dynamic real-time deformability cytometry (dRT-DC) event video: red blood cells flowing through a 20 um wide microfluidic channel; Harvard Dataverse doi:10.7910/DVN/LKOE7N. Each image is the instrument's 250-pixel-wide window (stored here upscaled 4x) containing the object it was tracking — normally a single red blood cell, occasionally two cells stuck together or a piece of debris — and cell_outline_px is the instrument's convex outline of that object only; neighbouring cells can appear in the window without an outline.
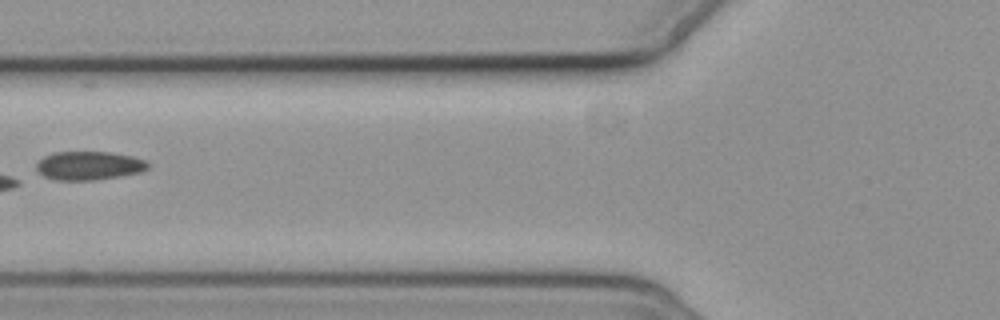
{"species": "common noctule bat (a hibernating species)", "species_latin": "Nyctalus noctula", "temperature_condition": "cold", "stored_images_in_passage": 3, "camera_frame_rate_fps": 3000, "um_per_image_px": 0.085, "animal": {"sex": "female", "body_mass_g": 19.3, "forearm_length_mm": 54.1}, "frame": {"image": 1, "passage_image": 2, "time_ms": 1.333, "image_size_px": [1000, 320], "cell_outline_px": [[148, 168], [140, 172], [120, 176], [96, 180], [52, 180], [36, 172], [36, 164], [44, 156], [52, 152], [108, 152], [132, 156], [144, 160], [148, 164]], "centroid_in_image_um": [7.51, 14.08], "position_along_channel_um": 118.3, "area_um2": 18.67}}
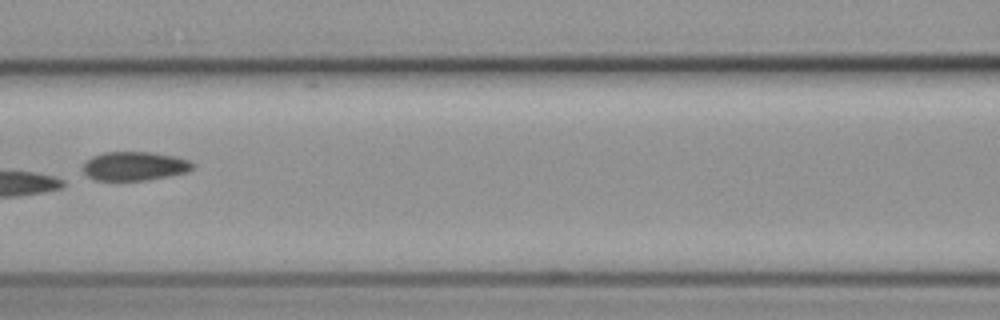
{"frame": {"image": 2, "passage_image": 3, "time_ms": 2.333, "image_size_px": [1000, 320], "cell_outline_px": [[196, 164], [188, 172], [148, 180], [92, 180], [80, 172], [80, 168], [92, 156], [104, 152], [152, 152], [176, 156], [188, 160]], "centroid_in_image_um": [11.4, 14.12], "position_along_channel_um": 155.2, "area_um2": 18.79}}